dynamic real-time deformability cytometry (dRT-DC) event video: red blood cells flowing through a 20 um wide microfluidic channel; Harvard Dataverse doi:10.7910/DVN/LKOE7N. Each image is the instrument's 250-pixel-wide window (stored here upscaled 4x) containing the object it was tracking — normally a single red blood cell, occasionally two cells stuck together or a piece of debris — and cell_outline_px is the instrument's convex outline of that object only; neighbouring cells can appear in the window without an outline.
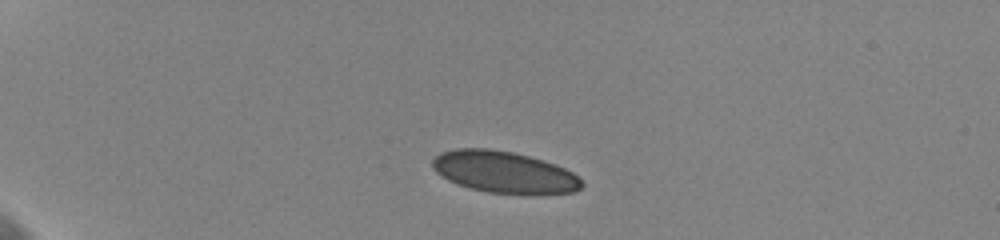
{"species": "human", "species_latin": "Homo sapiens", "temperature_condition": "cold", "stored_images_in_passage": 44, "camera_frame_rate_fps": 3000, "um_per_image_px": 0.085, "donor": {"sex": "female"}, "frame": {"image": 1, "passage_image": 1, "time_ms": 0.0, "image_size_px": [1000, 240], "cell_outline_px": [[584, 184], [580, 188], [572, 192], [488, 192], [456, 184], [448, 180], [436, 172], [432, 168], [432, 160], [440, 152], [456, 148], [488, 148], [512, 152], [528, 156], [564, 168], [572, 172]], "centroid_in_image_um": [42.75, 14.59], "position_along_channel_um": 42.2, "area_um2": 35.26}}
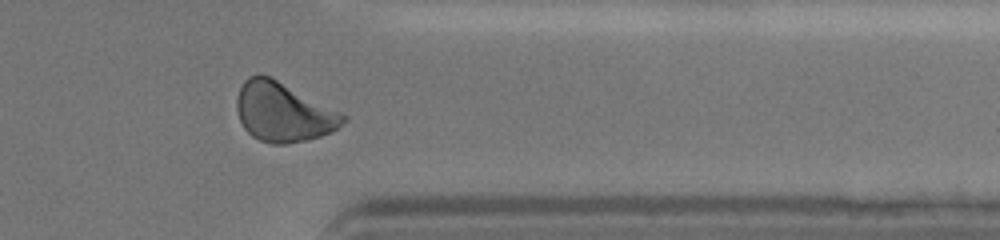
{"frame": {"image": 2, "passage_image": 35, "time_ms": 11.333, "image_size_px": [1000, 240], "cell_outline_px": [[348, 116], [332, 132], [308, 140], [288, 144], [272, 144], [260, 140], [252, 136], [244, 128], [240, 120], [236, 108], [236, 100], [240, 88], [244, 80], [248, 76], [272, 76]], "centroid_in_image_um": [24.06, 9.53], "position_along_channel_um": 387.3, "area_um2": 36.59}}
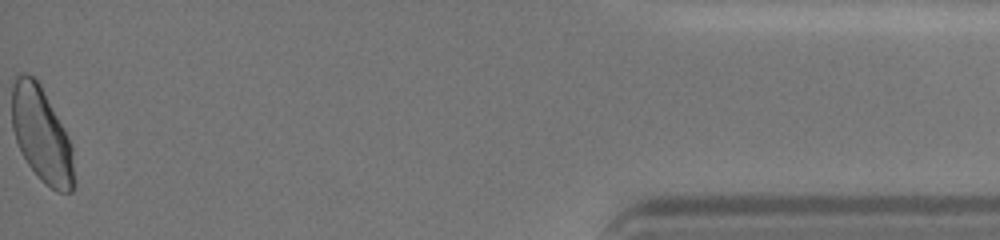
{"frame": {"image": 3, "passage_image": 44, "time_ms": 14.333, "image_size_px": [1000, 240], "cell_outline_px": [[72, 192], [56, 192], [28, 164], [16, 140], [12, 128], [12, 84], [16, 76], [20, 72], [24, 72], [32, 76], [40, 84], [72, 144]], "centroid_in_image_um": [3.5, 11.37], "position_along_channel_um": 431.7, "area_um2": 33.47}, "authors_computed_cell_mechanics": {"area_um2": 35.7493, "velocity_mm_per_s": 3.608, "shape_relaxation_time_tau1_ms": 6.2533, "shape_relaxation_time_tau2_ms": 0.8223, "deformation_change_tau1": 0.1194, "deformation_change_tau2": 0.0626}}